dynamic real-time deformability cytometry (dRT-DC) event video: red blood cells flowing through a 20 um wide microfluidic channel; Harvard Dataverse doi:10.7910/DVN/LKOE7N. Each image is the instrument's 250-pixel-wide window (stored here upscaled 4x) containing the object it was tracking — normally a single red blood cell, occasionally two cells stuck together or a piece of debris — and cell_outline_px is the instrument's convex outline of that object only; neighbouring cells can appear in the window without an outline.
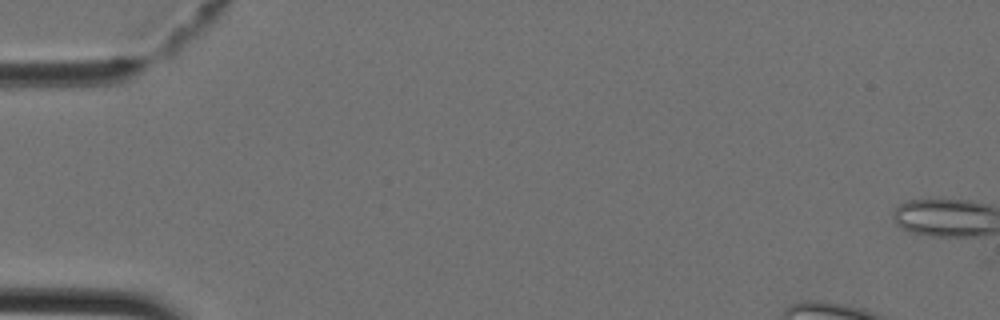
{"species": "Egyptian fruit bat (a non-hibernating species)", "species_latin": "Rousettus aegyptiacus", "temperature_condition": "cold", "stored_images_in_passage": 13, "camera_frame_rate_fps": 3000, "um_per_image_px": 0.085, "animal": {"sex": "female"}, "frame": {"image": 1, "passage_image": 1, "time_ms": 0.0, "image_size_px": [1000, 320], "cell_outline_px": [[984, 228], [976, 232], [940, 232], [916, 228], [912, 224], [916, 204], [964, 204], [984, 208]], "centroid_in_image_um": [80.66, 18.52], "position_along_channel_um": 4.3, "area_um2": 13.35}}